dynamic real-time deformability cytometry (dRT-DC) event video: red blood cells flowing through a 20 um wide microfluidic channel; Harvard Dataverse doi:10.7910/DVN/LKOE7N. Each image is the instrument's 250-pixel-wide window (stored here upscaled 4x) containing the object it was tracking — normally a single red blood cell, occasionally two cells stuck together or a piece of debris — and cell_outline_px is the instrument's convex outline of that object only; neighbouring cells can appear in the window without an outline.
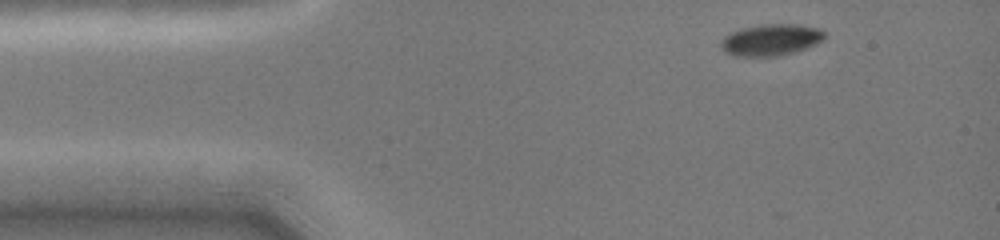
{"species": "common noctule bat (a hibernating species)", "species_latin": "Nyctalus noctula", "temperature_condition": "cold", "stored_images_in_passage": 8, "camera_frame_rate_fps": 3000, "um_per_image_px": 0.085, "animal": {"sex": "female", "body_mass_g": 19.0, "forearm_length_mm": 51.5}, "frame": {"image": 1, "passage_image": 1, "time_ms": 0.0, "image_size_px": [1000, 240], "cell_outline_px": [[824, 36], [816, 44], [808, 48], [796, 52], [780, 56], [736, 56], [724, 52], [720, 44], [724, 36], [732, 32], [744, 28], [768, 24], [792, 24], [816, 28], [824, 32]], "centroid_in_image_um": [65.51, 3.41], "position_along_channel_um": 19.5, "area_um2": 18.79}}
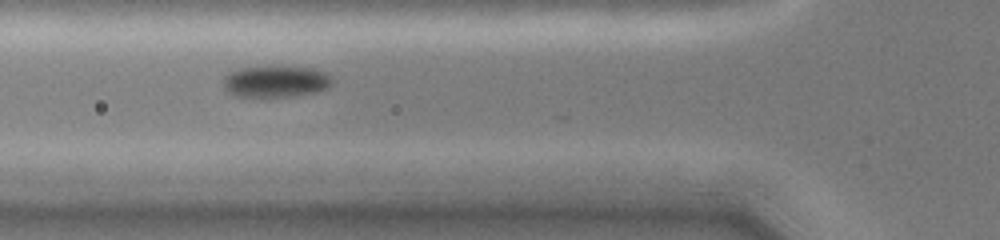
{"frame": {"image": 2, "passage_image": 5, "time_ms": 3.667, "image_size_px": [1000, 240], "cell_outline_px": [[332, 84], [328, 88], [316, 92], [292, 96], [236, 96], [228, 92], [224, 88], [224, 76], [232, 72], [244, 68], [312, 68], [324, 72], [332, 80]], "centroid_in_image_um": [23.45, 6.96], "position_along_channel_um": 102.3, "area_um2": 19.25}}
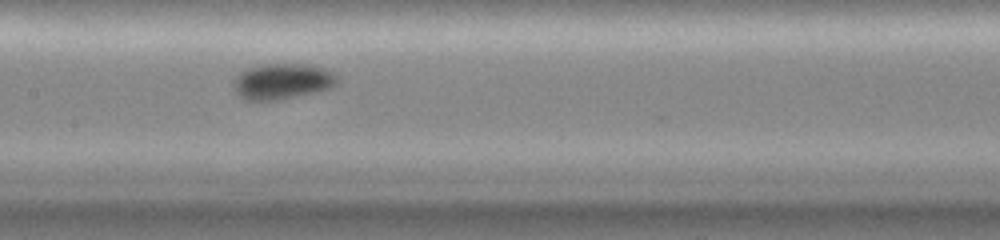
{"frame": {"image": 3, "passage_image": 7, "time_ms": 5.667, "image_size_px": [1000, 240], "cell_outline_px": [[336, 84], [328, 88], [296, 96], [276, 100], [244, 100], [236, 92], [232, 84], [240, 72], [248, 68], [260, 64], [304, 64], [324, 68], [336, 72]], "centroid_in_image_um": [23.96, 6.9], "position_along_channel_um": 183.4, "area_um2": 21.39}}